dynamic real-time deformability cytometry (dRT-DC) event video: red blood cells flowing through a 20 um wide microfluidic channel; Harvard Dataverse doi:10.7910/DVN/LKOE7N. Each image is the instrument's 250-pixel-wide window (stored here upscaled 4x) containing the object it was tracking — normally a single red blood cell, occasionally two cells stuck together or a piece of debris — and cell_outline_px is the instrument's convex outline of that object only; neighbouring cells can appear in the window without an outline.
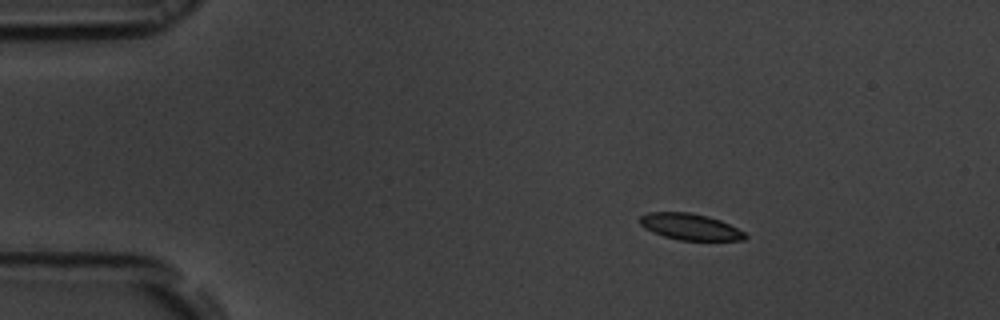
{"species": "common noctule bat (a hibernating species)", "species_latin": "Nyctalus noctula", "temperature_condition": "room temperature", "stored_images_in_passage": 47, "camera_frame_rate_fps": 3000, "um_per_image_px": 0.085, "animal": {"sex": "male", "body_mass_g": 19.5, "forearm_length_mm": 54.6}, "frame": {"image": 1, "passage_image": 1, "time_ms": 0.0, "image_size_px": [1000, 320], "cell_outline_px": [[748, 236], [744, 240], [680, 240], [664, 236], [652, 232], [644, 228], [640, 224], [640, 216], [648, 212], [692, 212], [708, 216], [720, 220], [744, 232]], "centroid_in_image_um": [58.64, 19.27], "position_along_channel_um": 26.4, "area_um2": 16.13}}
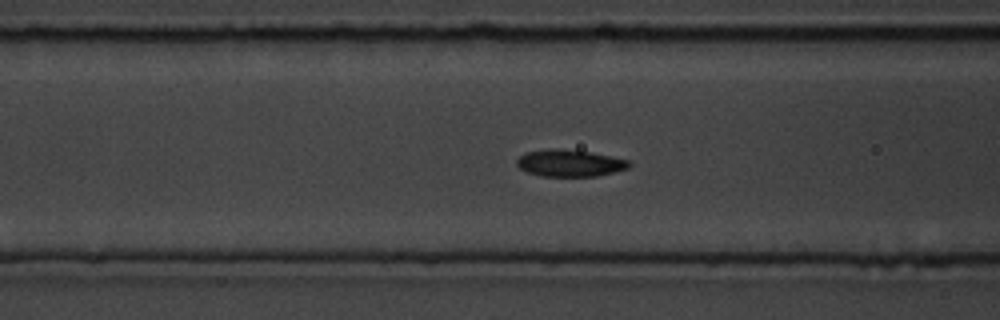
{"frame": {"image": 2, "passage_image": 14, "time_ms": 4.333, "image_size_px": [1000, 320], "cell_outline_px": [[632, 164], [628, 168], [596, 176], [540, 176], [528, 172], [520, 168], [516, 164], [516, 160], [524, 152], [552, 148], [560, 148], [588, 152], [628, 160]], "centroid_in_image_um": [48.38, 13.86], "position_along_channel_um": 118.2, "area_um2": 17.46}}
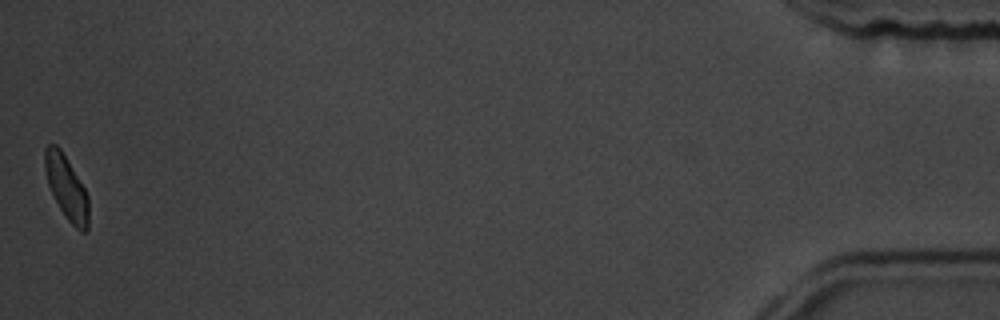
{"frame": {"image": 3, "passage_image": 47, "time_ms": 15.333, "image_size_px": [1000, 320], "cell_outline_px": [[88, 232], [80, 232], [68, 220], [60, 208], [48, 184], [44, 168], [44, 148], [48, 144], [56, 144], [60, 148], [84, 188], [88, 196]], "centroid_in_image_um": [5.64, 15.94], "position_along_channel_um": 429.6, "area_um2": 16.01}, "authors_computed_cell_mechanics": {"area_um2": 17.34, "velocity_mm_per_s": 3.7018, "shape_relaxation_time_tau1_ms": 2.1809, "shape_relaxation_time_tau2_ms": 1.4611, "deformation_change_tau1": 0.0901, "deformation_change_tau2": 0.0601}}